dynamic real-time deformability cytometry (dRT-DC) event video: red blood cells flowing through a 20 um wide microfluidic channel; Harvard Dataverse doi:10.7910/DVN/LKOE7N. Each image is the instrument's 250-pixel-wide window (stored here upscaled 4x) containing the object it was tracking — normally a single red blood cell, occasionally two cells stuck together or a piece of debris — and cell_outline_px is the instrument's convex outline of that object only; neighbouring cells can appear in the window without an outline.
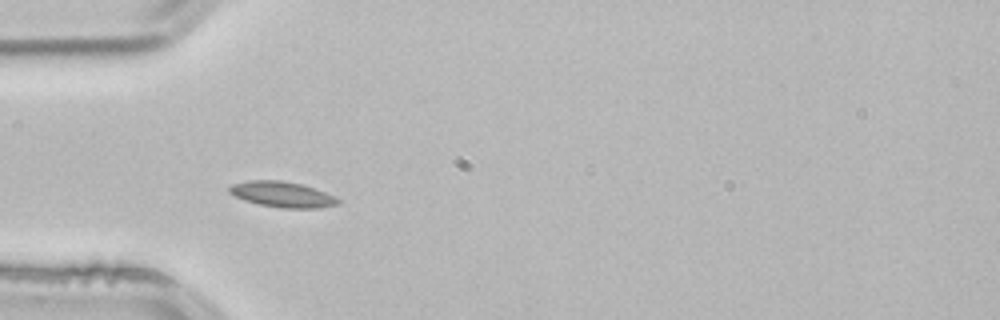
{"species": "common noctule bat (a hibernating species)", "species_latin": "Nyctalus noctula", "temperature_condition": "room temperature", "stored_images_in_passage": 2, "camera_frame_rate_fps": 3000, "um_per_image_px": 0.085, "animal": {"sex": "male", "body_mass_g": 21.5, "forearm_length_mm": 52.0}, "frame": {"image": 1, "passage_image": 2, "time_ms": 0.333, "image_size_px": [1000, 320], "cell_outline_px": [[340, 204], [316, 208], [280, 208], [260, 204], [244, 200], [228, 192], [228, 188], [232, 184], [248, 180], [280, 180], [300, 184], [324, 192], [340, 200]], "centroid_in_image_um": [23.95, 16.52], "position_along_channel_um": 61.0, "area_um2": 16.01}}